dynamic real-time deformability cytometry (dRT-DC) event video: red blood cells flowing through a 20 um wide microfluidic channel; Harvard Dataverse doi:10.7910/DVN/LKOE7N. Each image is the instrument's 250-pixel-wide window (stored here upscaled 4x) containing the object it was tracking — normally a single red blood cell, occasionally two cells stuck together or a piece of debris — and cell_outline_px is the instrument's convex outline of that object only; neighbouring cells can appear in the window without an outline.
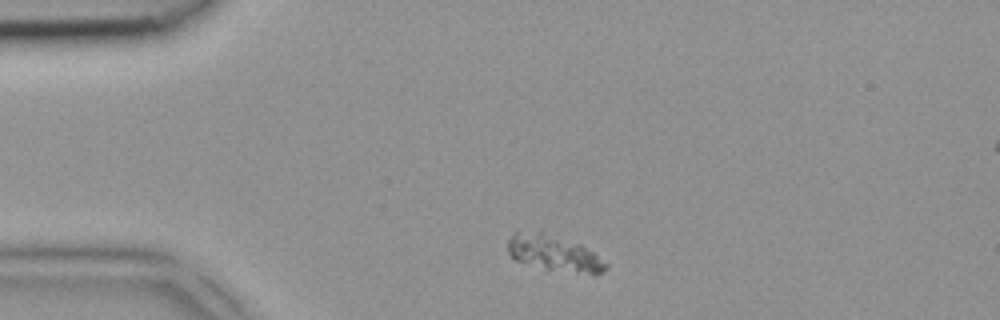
{"species": "common noctule bat (a hibernating species)", "species_latin": "Nyctalus noctula", "temperature_condition": "room temperature", "stored_images_in_passage": 5, "camera_frame_rate_fps": 3000, "um_per_image_px": 0.085, "animal": {"sex": "female", "body_mass_g": 18.4}, "frame": {"image": 1, "passage_image": 1, "time_ms": 0.0, "image_size_px": [1000, 320], "cell_outline_px": [[608, 268], [604, 272], [592, 276], [548, 268], [516, 260], [508, 252], [508, 240], [512, 232], [516, 228], [540, 228], [580, 244], [592, 252], [608, 264]], "centroid_in_image_um": [47.06, 21.43], "position_along_channel_um": 37.9, "area_um2": 21.33}}
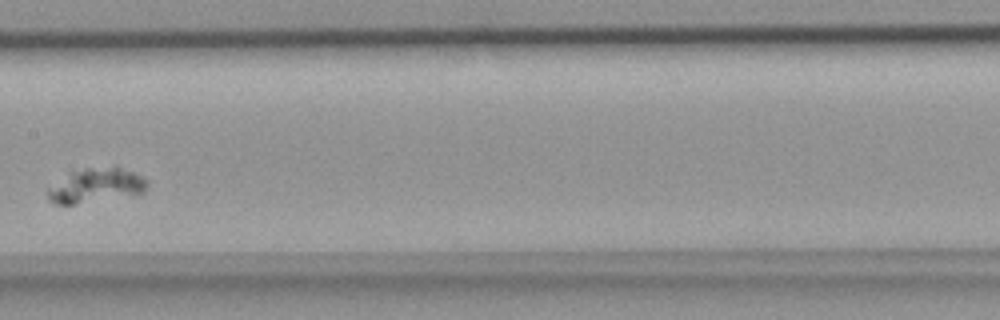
{"frame": {"image": 2, "passage_image": 5, "time_ms": 1.333, "image_size_px": [1000, 320], "cell_outline_px": [[148, 184], [144, 192], [72, 204], [56, 204], [48, 200], [48, 188], [68, 172], [84, 168], [116, 164], [148, 180]], "centroid_in_image_um": [8.14, 15.71], "position_along_channel_um": 199.3, "area_um2": 19.88}}